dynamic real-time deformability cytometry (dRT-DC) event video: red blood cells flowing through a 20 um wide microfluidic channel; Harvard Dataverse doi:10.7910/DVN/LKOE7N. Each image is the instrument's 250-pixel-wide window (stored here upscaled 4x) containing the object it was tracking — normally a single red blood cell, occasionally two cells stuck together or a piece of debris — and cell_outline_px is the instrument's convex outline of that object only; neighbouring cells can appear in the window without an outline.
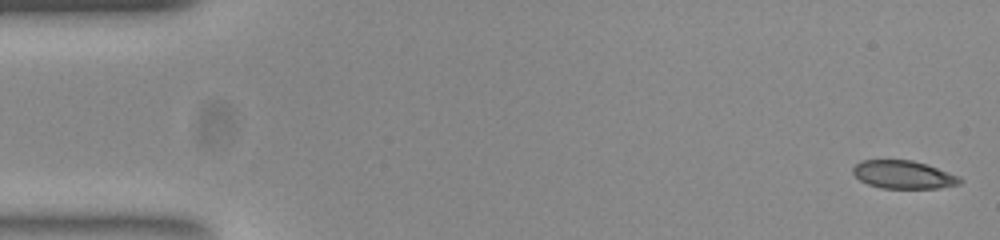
{"species": "common noctule bat (a hibernating species)", "species_latin": "Nyctalus noctula", "temperature_condition": "room temperature", "stored_images_in_passage": 52, "camera_frame_rate_fps": 3000, "um_per_image_px": 0.085, "animal": {"sex": "female", "body_mass_g": 23.0, "forearm_length_mm": 53.4}, "frame": {"image": 1, "passage_image": 1, "time_ms": 0.0, "image_size_px": [1000, 240], "cell_outline_px": [[964, 180], [960, 184], [940, 188], [880, 188], [868, 184], [860, 180], [852, 172], [852, 168], [860, 160], [912, 160], [960, 176]], "centroid_in_image_um": [76.79, 14.85], "position_along_channel_um": 8.2, "area_um2": 17.46}}
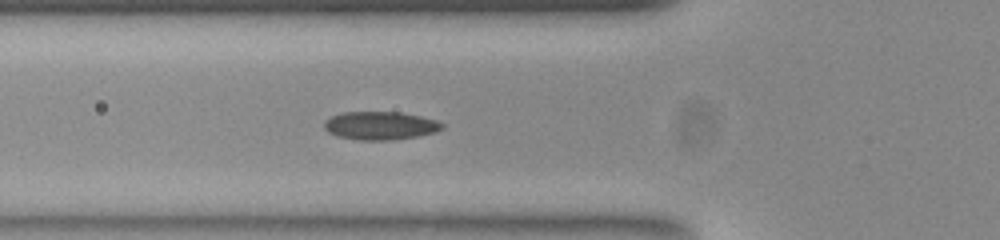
{"frame": {"image": 2, "passage_image": 18, "time_ms": 5.667, "image_size_px": [1000, 240], "cell_outline_px": [[444, 128], [436, 132], [416, 136], [392, 140], [356, 140], [336, 136], [328, 132], [324, 128], [324, 120], [332, 116], [344, 112], [400, 112], [420, 116], [436, 120], [444, 124]], "centroid_in_image_um": [32.31, 10.68], "position_along_channel_um": 93.5, "area_um2": 19.48}}
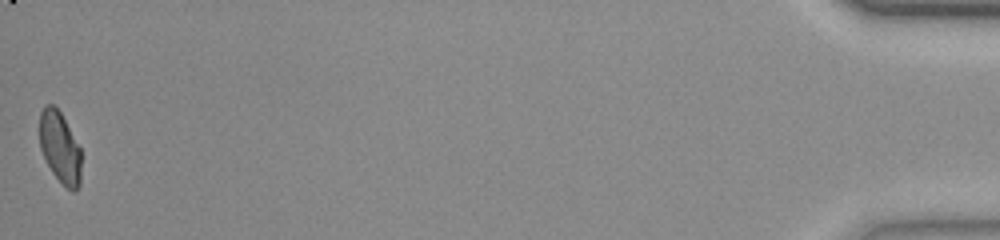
{"frame": {"image": 3, "passage_image": 52, "time_ms": 17.0, "image_size_px": [1000, 240], "cell_outline_px": [[80, 184], [76, 192], [72, 192], [52, 172], [40, 148], [40, 112], [44, 104], [52, 104], [60, 112], [80, 148]], "centroid_in_image_um": [5.09, 12.52], "position_along_channel_um": 430.1, "area_um2": 16.99}, "authors_computed_cell_mechanics": {"area_um2": 18.9295, "velocity_mm_per_s": 3.8718, "shape_relaxation_time_tau1_ms": 9.2057, "shape_relaxation_time_tau2_ms": 1.7469, "deformation_change_tau1": 0.1925, "deformation_change_tau2": 0.0639}}